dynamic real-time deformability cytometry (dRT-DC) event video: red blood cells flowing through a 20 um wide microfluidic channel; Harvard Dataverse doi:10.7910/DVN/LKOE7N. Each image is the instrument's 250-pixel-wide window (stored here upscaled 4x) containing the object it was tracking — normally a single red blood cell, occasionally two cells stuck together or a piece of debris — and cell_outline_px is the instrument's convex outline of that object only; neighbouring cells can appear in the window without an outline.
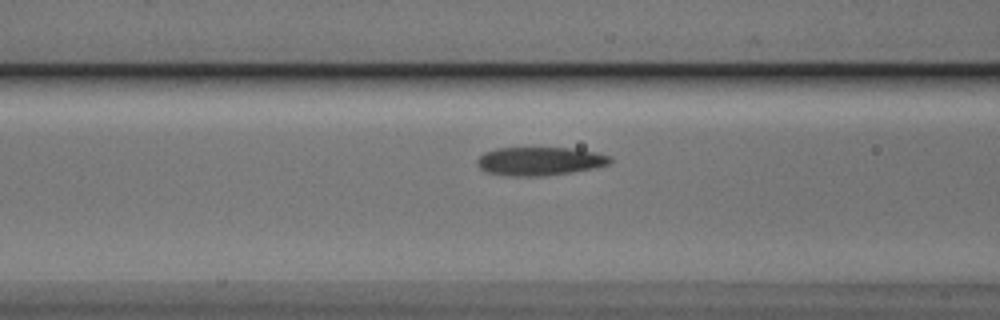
{"species": "Egyptian fruit bat (a non-hibernating species)", "species_latin": "Rousettus aegyptiacus", "temperature_condition": "cold", "stored_images_in_passage": 38, "camera_frame_rate_fps": 3000, "um_per_image_px": 0.085, "animal": {"sex": "male"}, "frame": {"image": 1, "passage_image": 12, "time_ms": 3.667, "image_size_px": [1000, 320], "cell_outline_px": [[612, 160], [608, 164], [592, 168], [572, 172], [544, 176], [512, 176], [484, 172], [476, 164], [476, 160], [484, 152], [496, 148], [572, 148], [596, 152], [612, 156]], "centroid_in_image_um": [45.85, 13.7], "position_along_channel_um": 120.7, "area_um2": 22.14}}
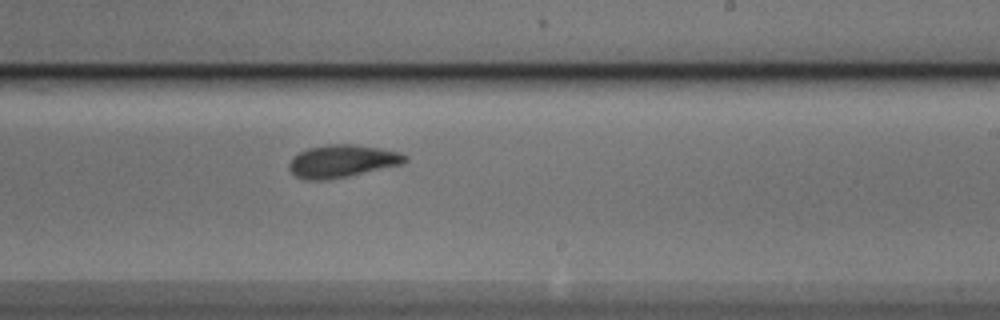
{"frame": {"image": 2, "passage_image": 23, "time_ms": 7.333, "image_size_px": [1000, 320], "cell_outline_px": [[408, 160], [404, 164], [348, 176], [324, 180], [304, 180], [296, 176], [288, 168], [288, 164], [292, 156], [308, 148], [328, 144], [352, 144], [380, 148], [400, 152], [408, 156]], "centroid_in_image_um": [29.09, 13.69], "position_along_channel_um": 259.9, "area_um2": 22.2}}
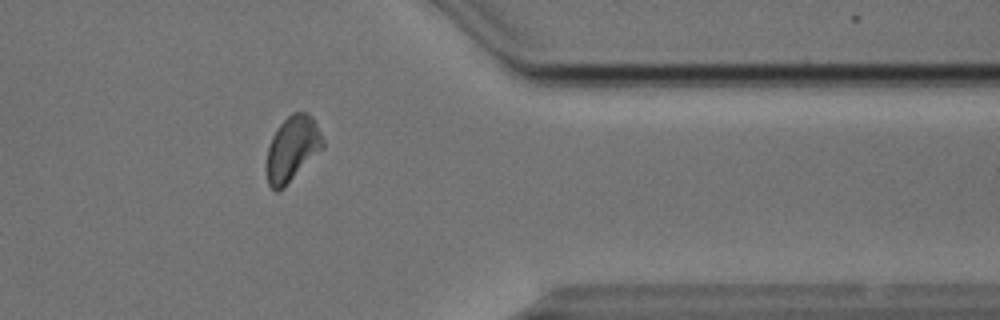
{"frame": {"image": 3, "passage_image": 34, "time_ms": 11.0, "image_size_px": [1000, 320], "cell_outline_px": [[324, 148], [284, 188], [276, 192], [268, 184], [268, 148], [272, 136], [280, 124], [292, 112], [308, 112], [312, 116], [324, 140]], "centroid_in_image_um": [24.88, 12.63], "position_along_channel_um": 386.5, "area_um2": 21.21}}